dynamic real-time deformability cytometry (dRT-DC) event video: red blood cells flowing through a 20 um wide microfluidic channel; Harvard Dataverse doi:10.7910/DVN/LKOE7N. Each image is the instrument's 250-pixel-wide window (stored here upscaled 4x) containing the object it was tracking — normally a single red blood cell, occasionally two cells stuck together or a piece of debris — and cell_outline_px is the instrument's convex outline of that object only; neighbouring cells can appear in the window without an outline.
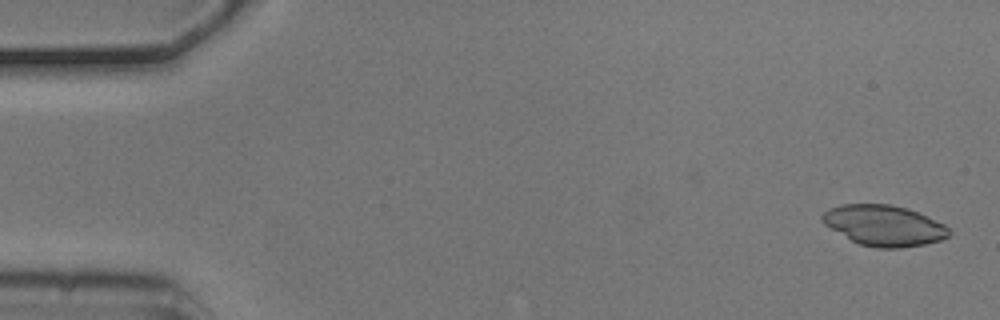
{"species": "common noctule bat (a hibernating species)", "species_latin": "Nyctalus noctula", "temperature_condition": "cold", "stored_images_in_passage": 4, "camera_frame_rate_fps": 3000, "um_per_image_px": 0.085, "animal": {"sex": "male", "body_mass_g": 20.5, "forearm_length_mm": 52.5}, "frame": {"image": 1, "passage_image": 1, "time_ms": 0.0, "image_size_px": [1000, 320], "cell_outline_px": [[952, 232], [948, 236], [940, 240], [924, 244], [900, 248], [876, 248], [860, 244], [852, 240], [824, 224], [820, 220], [820, 216], [828, 208], [840, 204], [888, 204], [908, 208], [944, 224]], "centroid_in_image_um": [75.12, 19.16], "position_along_channel_um": 9.9, "area_um2": 29.94}}
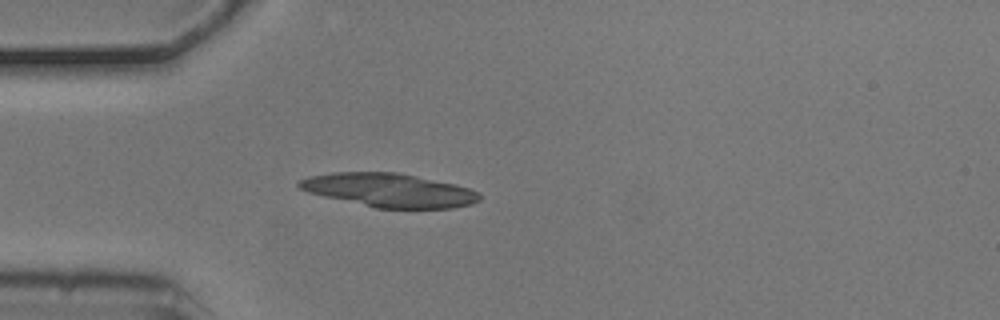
{"frame": {"image": 2, "passage_image": 4, "time_ms": 1.0, "image_size_px": [1000, 320], "cell_outline_px": [[480, 200], [472, 204], [452, 208], [376, 208], [324, 196], [308, 192], [300, 188], [296, 184], [300, 180], [308, 176], [332, 172], [396, 172], [456, 184], [480, 192]], "centroid_in_image_um": [33.09, 16.16], "position_along_channel_um": 51.9, "area_um2": 35.32}}